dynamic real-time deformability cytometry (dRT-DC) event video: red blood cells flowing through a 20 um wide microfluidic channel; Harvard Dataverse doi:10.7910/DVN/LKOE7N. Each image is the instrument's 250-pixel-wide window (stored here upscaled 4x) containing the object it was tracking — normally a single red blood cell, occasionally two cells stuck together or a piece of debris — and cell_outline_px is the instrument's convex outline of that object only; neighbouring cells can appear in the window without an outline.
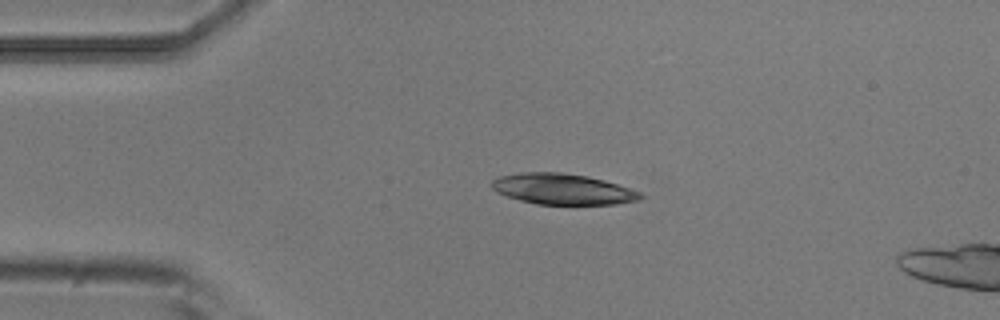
{"species": "common noctule bat (a hibernating species)", "species_latin": "Nyctalus noctula", "temperature_condition": "room temperature", "stored_images_in_passage": 4, "camera_frame_rate_fps": 3000, "um_per_image_px": 0.085, "animal": {"sex": "male", "body_mass_g": 20.5, "forearm_length_mm": 52.5}, "frame": {"image": 1, "passage_image": 3, "time_ms": 0.667, "image_size_px": [1000, 320], "cell_outline_px": [[644, 196], [640, 200], [616, 204], [536, 204], [520, 200], [496, 192], [492, 188], [492, 180], [500, 176], [520, 172], [560, 172], [588, 176], [604, 180], [640, 192]], "centroid_in_image_um": [47.82, 16.07], "position_along_channel_um": 37.2, "area_um2": 26.59}}